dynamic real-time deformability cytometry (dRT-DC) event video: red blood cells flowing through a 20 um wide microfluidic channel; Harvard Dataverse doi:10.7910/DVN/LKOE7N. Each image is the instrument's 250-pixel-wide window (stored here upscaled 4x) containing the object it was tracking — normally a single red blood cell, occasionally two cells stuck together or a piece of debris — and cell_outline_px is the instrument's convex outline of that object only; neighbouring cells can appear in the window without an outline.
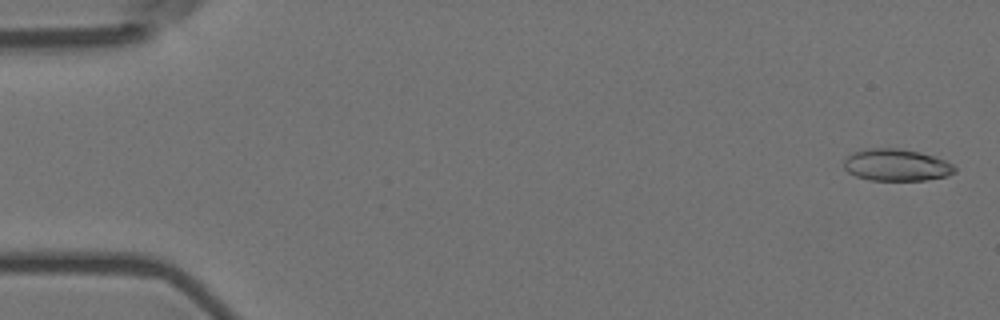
{"species": "Egyptian fruit bat (a non-hibernating species)", "species_latin": "Rousettus aegyptiacus", "temperature_condition": "room temperature", "stored_images_in_passage": 6, "camera_frame_rate_fps": 3000, "um_per_image_px": 0.085, "animal": {"sex": "female"}, "frame": {"image": 1, "passage_image": 1, "time_ms": 0.0, "image_size_px": [1000, 320], "cell_outline_px": [[956, 172], [948, 176], [924, 180], [868, 180], [856, 176], [848, 172], [844, 168], [844, 160], [852, 152], [868, 148], [900, 148], [920, 152], [944, 160], [952, 164], [956, 168]], "centroid_in_image_um": [76.19, 14.02], "position_along_channel_um": 8.8, "area_um2": 20.69}}
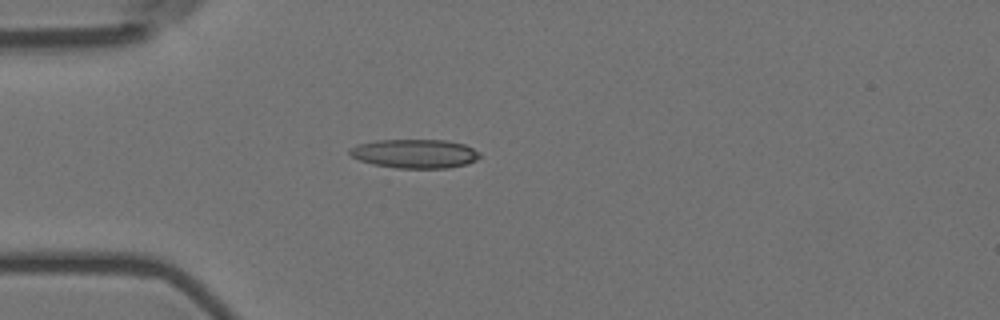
{"frame": {"image": 2, "passage_image": 5, "time_ms": 1.333, "image_size_px": [1000, 320], "cell_outline_px": [[480, 156], [476, 160], [468, 164], [448, 168], [396, 168], [372, 164], [360, 160], [352, 156], [348, 152], [348, 148], [356, 144], [376, 140], [448, 140], [464, 144], [480, 152]], "centroid_in_image_um": [35.25, 13.06], "position_along_channel_um": 49.8, "area_um2": 22.14}}